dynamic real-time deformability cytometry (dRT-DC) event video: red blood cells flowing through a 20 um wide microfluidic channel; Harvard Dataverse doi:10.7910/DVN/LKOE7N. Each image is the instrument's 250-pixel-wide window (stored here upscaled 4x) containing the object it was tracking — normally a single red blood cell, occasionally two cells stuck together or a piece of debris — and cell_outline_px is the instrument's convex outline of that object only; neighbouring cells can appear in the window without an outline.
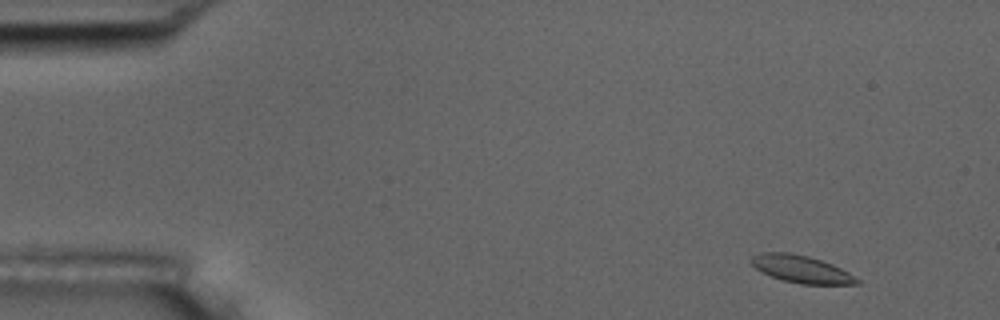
{"species": "common noctule bat (a hibernating species)", "species_latin": "Nyctalus noctula", "temperature_condition": "room temperature", "stored_images_in_passage": 14, "camera_frame_rate_fps": 3000, "um_per_image_px": 0.085, "animal": {"sex": "male", "body_mass_g": 17.5, "forearm_length_mm": 52.3}, "frame": {"image": 1, "passage_image": 1, "time_ms": 0.0, "image_size_px": [1000, 320], "cell_outline_px": [[860, 284], [800, 284], [784, 280], [772, 276], [756, 268], [752, 264], [752, 256], [760, 252], [792, 252], [808, 256], [832, 264], [848, 272], [860, 280]], "centroid_in_image_um": [68.13, 22.86], "position_along_channel_um": 16.9, "area_um2": 16.65}}
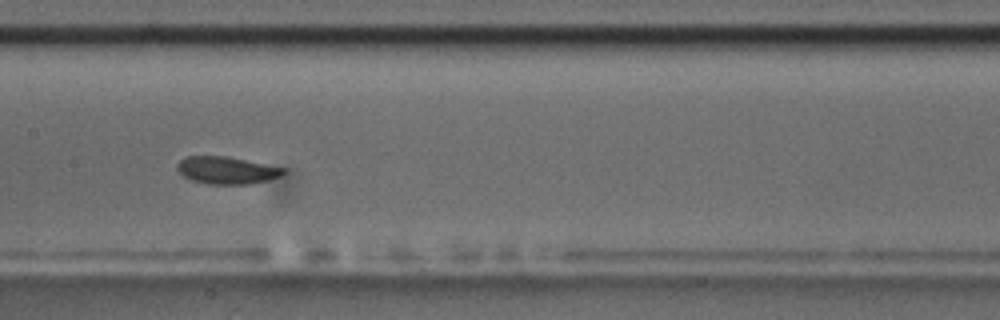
{"frame": {"image": 2, "passage_image": 7, "time_ms": 7.667, "image_size_px": [1000, 320], "cell_outline_px": [[288, 168], [280, 176], [268, 180], [248, 184], [208, 184], [192, 180], [184, 176], [176, 168], [176, 164], [180, 160], [188, 156], [228, 156]], "centroid_in_image_um": [19.29, 14.46], "position_along_channel_um": 188.1, "area_um2": 16.99}}
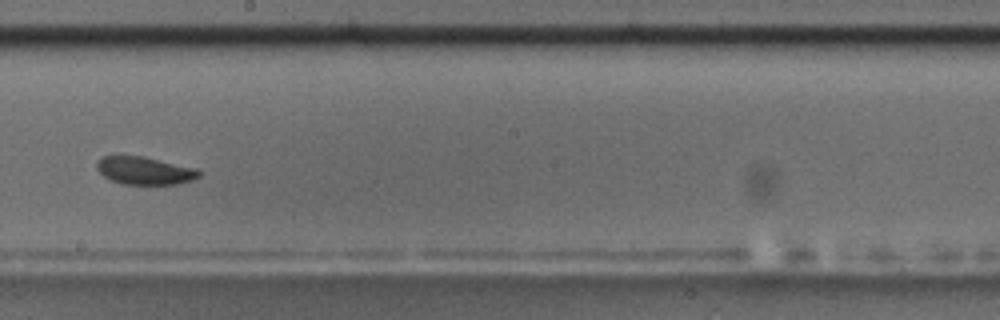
{"frame": {"image": 3, "passage_image": 8, "time_ms": 9.0, "image_size_px": [1000, 320], "cell_outline_px": [[200, 176], [192, 180], [180, 184], [124, 184], [112, 180], [104, 176], [96, 168], [96, 160], [100, 156], [144, 156], [200, 168]], "centroid_in_image_um": [12.33, 14.49], "position_along_channel_um": 235.9, "area_um2": 16.82}, "authors_computed_cell_mechanics": {"area_um2": 16.9643, "velocity_mm_per_s": 3.6096, "shape_relaxation_time_tau1_ms": 4.0741, "shape_relaxation_time_tau2_ms": null, "deformation_change_tau1": 0.0618, "deformation_change_tau2": null}}